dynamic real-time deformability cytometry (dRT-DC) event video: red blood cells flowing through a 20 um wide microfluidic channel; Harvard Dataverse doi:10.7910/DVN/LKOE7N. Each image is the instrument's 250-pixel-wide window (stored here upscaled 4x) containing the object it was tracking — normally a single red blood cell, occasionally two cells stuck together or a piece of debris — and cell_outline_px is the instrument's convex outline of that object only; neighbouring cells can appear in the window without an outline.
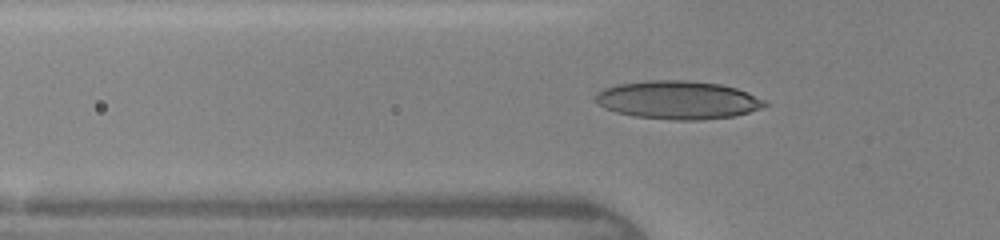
{"species": "human", "species_latin": "Homo sapiens", "temperature_condition": "warm", "stored_images_in_passage": 38, "camera_frame_rate_fps": 3000, "um_per_image_px": 0.085, "donor": {"sex": "female"}, "frame": {"image": 1, "passage_image": 11, "time_ms": 3.333, "image_size_px": [1000, 240], "cell_outline_px": [[768, 104], [760, 108], [748, 112], [732, 116], [700, 120], [676, 120], [636, 116], [616, 112], [604, 108], [596, 100], [596, 96], [604, 88], [620, 84], [648, 80], [684, 80], [720, 84], [736, 88], [748, 92], [764, 100]], "centroid_in_image_um": [57.64, 8.49], "position_along_channel_um": 68.2, "area_um2": 37.28}}
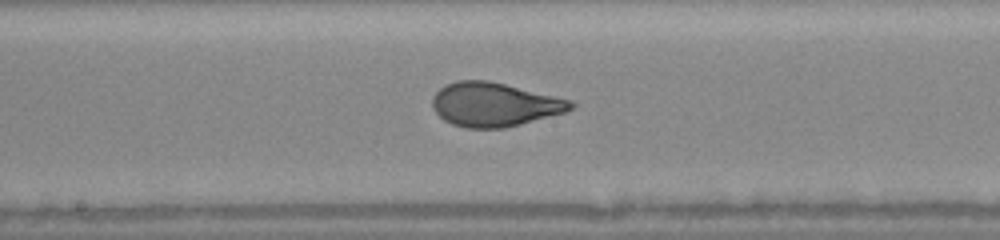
{"frame": {"image": 2, "passage_image": 20, "time_ms": 6.333, "image_size_px": [1000, 240], "cell_outline_px": [[576, 104], [568, 112], [504, 128], [468, 128], [452, 124], [444, 120], [432, 108], [432, 96], [444, 84], [456, 80], [488, 80], [568, 100]], "centroid_in_image_um": [41.97, 8.89], "position_along_channel_um": 206.2, "area_um2": 35.2}}
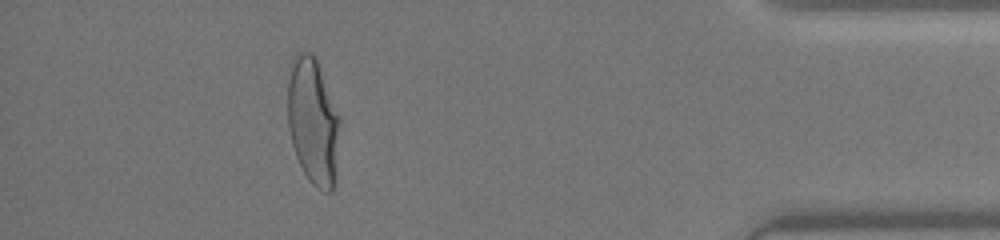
{"frame": {"image": 3, "passage_image": 36, "time_ms": 11.667, "image_size_px": [1000, 240], "cell_outline_px": [[340, 124], [332, 192], [324, 192], [316, 188], [308, 180], [296, 156], [292, 144], [288, 128], [288, 64], [292, 56], [296, 52], [312, 52], [316, 56], [340, 120]], "centroid_in_image_um": [26.56, 10.24], "position_along_channel_um": 408.6, "area_um2": 38.55}}